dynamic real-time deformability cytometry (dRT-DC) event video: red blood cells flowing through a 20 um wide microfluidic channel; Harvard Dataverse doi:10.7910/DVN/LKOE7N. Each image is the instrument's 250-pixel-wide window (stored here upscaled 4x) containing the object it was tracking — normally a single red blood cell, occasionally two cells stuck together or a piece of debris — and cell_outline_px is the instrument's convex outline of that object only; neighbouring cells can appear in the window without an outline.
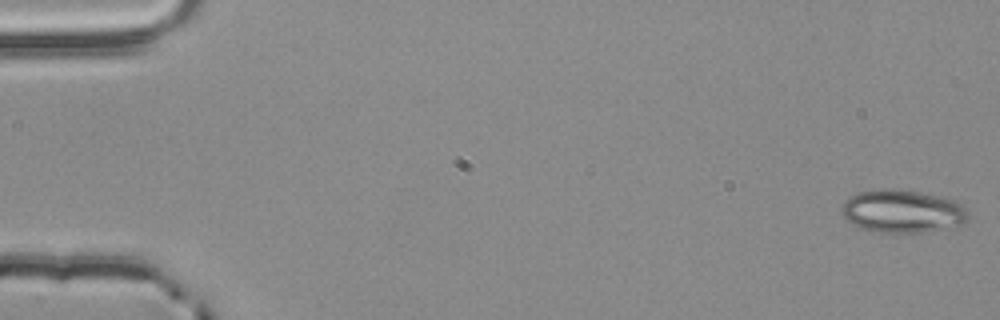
{"species": "common noctule bat (a hibernating species)", "species_latin": "Nyctalus noctula", "temperature_condition": "room temperature", "stored_images_in_passage": 2, "camera_frame_rate_fps": 3000, "um_per_image_px": 0.085, "animal": {"sex": "male", "body_mass_g": 20.4}, "frame": {"image": 1, "passage_image": 2, "time_ms": 0.333, "image_size_px": [1000, 320], "cell_outline_px": [[968, 220], [952, 228], [920, 232], [876, 232], [852, 224], [840, 212], [840, 208], [844, 200], [856, 192], [884, 188], [892, 188], [920, 192], [952, 200], [964, 204], [968, 212]], "centroid_in_image_um": [76.69, 17.95], "position_along_channel_um": 8.3, "area_um2": 31.79}}